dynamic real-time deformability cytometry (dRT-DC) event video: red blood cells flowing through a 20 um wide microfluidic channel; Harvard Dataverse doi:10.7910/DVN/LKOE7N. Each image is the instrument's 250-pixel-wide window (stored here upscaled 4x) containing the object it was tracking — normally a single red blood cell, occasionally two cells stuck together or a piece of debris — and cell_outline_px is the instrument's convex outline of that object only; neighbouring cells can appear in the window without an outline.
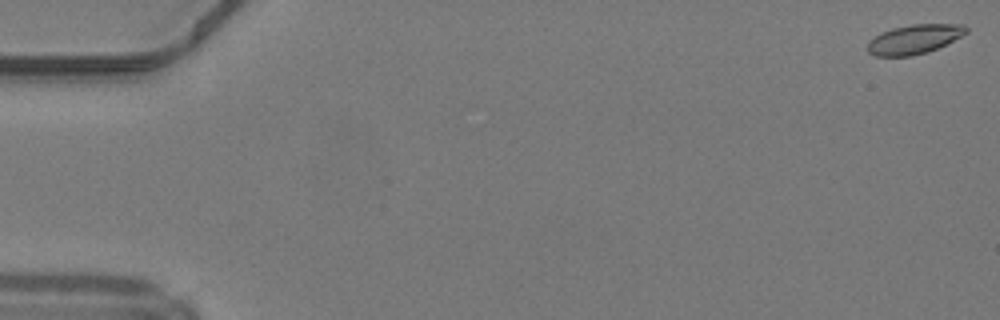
{"species": "common noctule bat (a hibernating species)", "species_latin": "Nyctalus noctula", "temperature_condition": "warm", "stored_images_in_passage": 50, "camera_frame_rate_fps": 3000, "um_per_image_px": 0.085, "animal": {"sex": "male", "body_mass_g": 19.2, "forearm_length_mm": 51.8}, "frame": {"image": 1, "passage_image": 1, "time_ms": 0.0, "image_size_px": [1000, 320], "cell_outline_px": [[968, 32], [928, 52], [912, 56], [876, 56], [868, 52], [868, 40], [880, 32], [892, 28], [912, 24], [964, 24], [968, 28]], "centroid_in_image_um": [77.68, 3.33], "position_along_channel_um": 7.3, "area_um2": 16.82}}
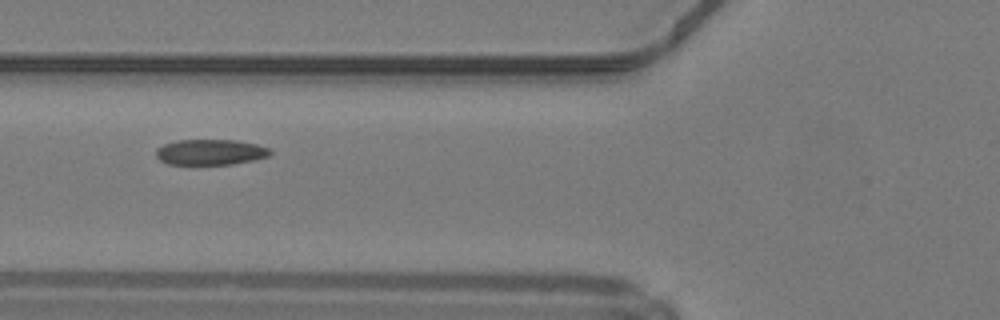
{"frame": {"image": 2, "passage_image": 20, "time_ms": 6.333, "image_size_px": [1000, 320], "cell_outline_px": [[272, 152], [268, 156], [252, 160], [232, 164], [168, 164], [160, 160], [156, 156], [156, 148], [164, 144], [176, 140], [236, 140], [256, 144], [268, 148]], "centroid_in_image_um": [17.85, 12.92], "position_along_channel_um": 107.9, "area_um2": 16.94}}
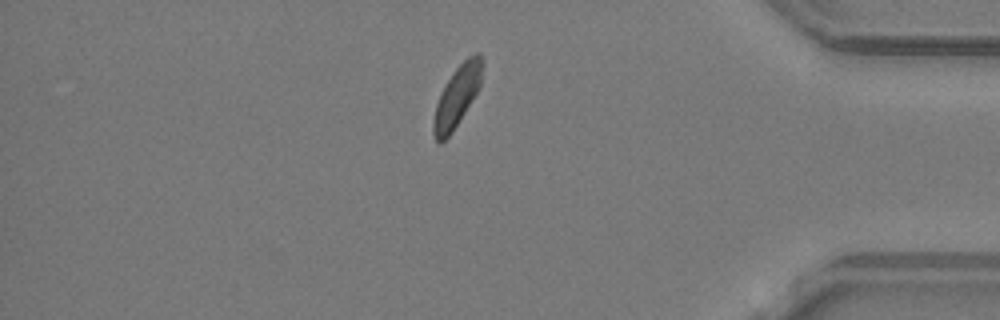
{"frame": {"image": 3, "passage_image": 43, "time_ms": 14.0, "image_size_px": [1000, 320], "cell_outline_px": [[484, 64], [480, 84], [472, 100], [452, 132], [440, 144], [436, 140], [432, 132], [432, 124], [436, 104], [452, 72], [468, 56], [476, 52], [480, 52], [484, 60]], "centroid_in_image_um": [38.86, 8.15], "position_along_channel_um": 396.3, "area_um2": 17.11}, "authors_computed_cell_mechanics": {"area_um2": 17.3978, "velocity_mm_per_s": 4.1761, "shape_relaxation_time_tau1_ms": null, "shape_relaxation_time_tau2_ms": 2.0746, "deformation_change_tau1": null, "deformation_change_tau2": 0.0686}}